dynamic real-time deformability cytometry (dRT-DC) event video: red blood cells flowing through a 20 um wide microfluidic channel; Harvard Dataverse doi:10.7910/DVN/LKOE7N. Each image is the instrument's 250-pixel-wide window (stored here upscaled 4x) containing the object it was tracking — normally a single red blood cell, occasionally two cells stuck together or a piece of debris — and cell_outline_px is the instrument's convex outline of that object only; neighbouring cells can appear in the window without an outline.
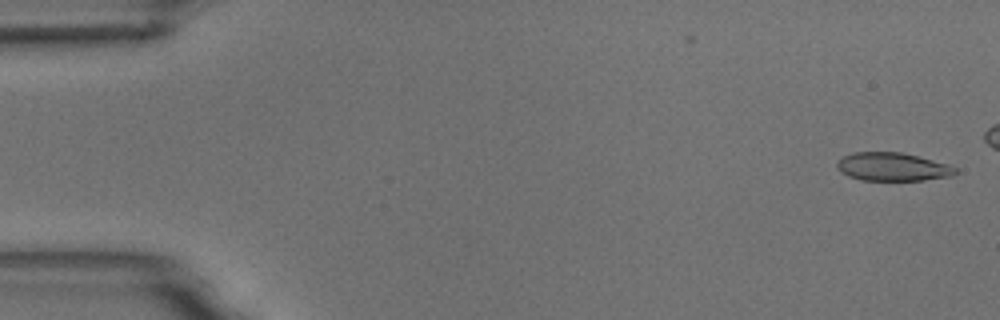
{"species": "common noctule bat (a hibernating species)", "species_latin": "Nyctalus noctula", "temperature_condition": "room temperature", "stored_images_in_passage": 2, "camera_frame_rate_fps": 3000, "um_per_image_px": 0.085, "animal": {"sex": "male", "body_mass_g": 18.8}, "frame": {"image": 1, "passage_image": 2, "time_ms": 1.0, "image_size_px": [1000, 320], "cell_outline_px": [[960, 172], [952, 176], [924, 180], [860, 180], [848, 176], [840, 172], [836, 168], [836, 164], [844, 156], [852, 152], [900, 152], [948, 164], [956, 168]], "centroid_in_image_um": [75.86, 14.19], "position_along_channel_um": 9.1, "area_um2": 19.54}}